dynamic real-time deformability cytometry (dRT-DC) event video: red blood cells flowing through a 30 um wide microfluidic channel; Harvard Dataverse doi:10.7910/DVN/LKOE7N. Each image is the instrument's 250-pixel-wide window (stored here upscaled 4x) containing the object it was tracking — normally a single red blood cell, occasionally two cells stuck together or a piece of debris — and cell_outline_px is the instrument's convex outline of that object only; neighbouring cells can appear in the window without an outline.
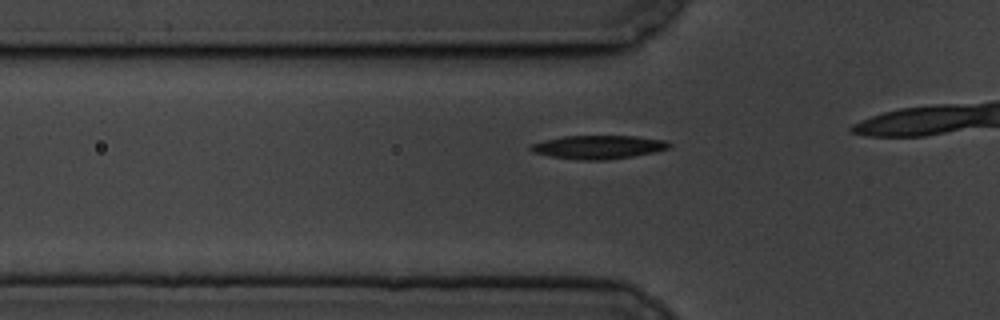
{"species": "common noctule bat (a hibernating species)", "species_latin": "Nyctalus noctula", "temperature_condition": "cold", "stored_images_in_passage": 20, "camera_frame_rate_fps": 3000, "um_per_image_px": 0.085, "animal": {"sex": "male", "body_mass_g": 19.5, "forearm_length_mm": 54.6}, "frame": {"image": 1, "passage_image": 14, "time_ms": 4.333, "image_size_px": [1000, 320], "cell_outline_px": [[672, 144], [668, 148], [656, 152], [632, 156], [604, 160], [580, 160], [552, 156], [532, 152], [528, 148], [528, 144], [544, 140], [564, 136], [636, 136], [668, 140]], "centroid_in_image_um": [50.86, 12.49], "position_along_channel_um": 74.9, "area_um2": 19.07}}
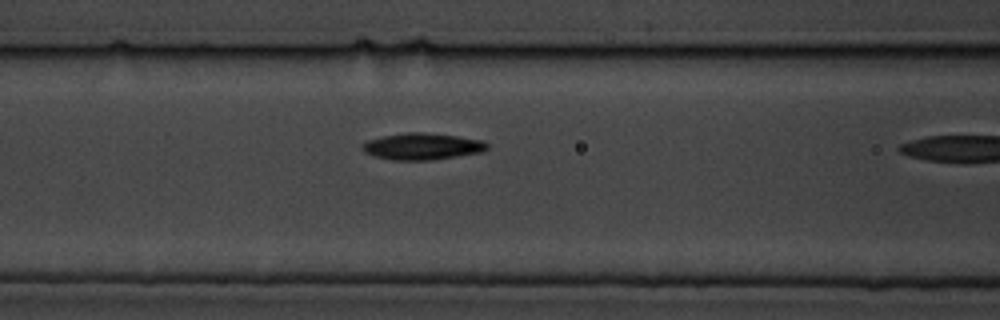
{"frame": {"image": 2, "passage_image": 19, "time_ms": 6.0, "image_size_px": [1000, 320], "cell_outline_px": [[488, 148], [480, 152], [432, 160], [396, 160], [376, 156], [364, 152], [360, 148], [360, 144], [368, 140], [384, 136], [408, 132], [420, 132], [456, 136], [484, 140], [488, 144]], "centroid_in_image_um": [35.87, 12.44], "position_along_channel_um": 130.7, "area_um2": 19.19}}